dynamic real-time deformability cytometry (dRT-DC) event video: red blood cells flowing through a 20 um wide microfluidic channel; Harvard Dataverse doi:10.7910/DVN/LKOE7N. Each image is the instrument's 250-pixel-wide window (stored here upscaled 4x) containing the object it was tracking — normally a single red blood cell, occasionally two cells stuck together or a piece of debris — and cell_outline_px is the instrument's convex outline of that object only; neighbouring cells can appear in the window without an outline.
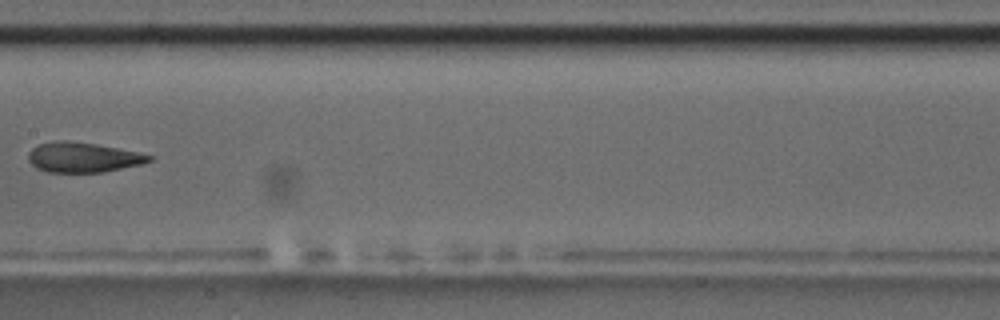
{"species": "common noctule bat (a hibernating species)", "species_latin": "Nyctalus noctula", "temperature_condition": "room temperature", "stored_images_in_passage": 13, "camera_frame_rate_fps": 3000, "um_per_image_px": 0.085, "animal": {"sex": "male", "body_mass_g": 17.5, "forearm_length_mm": 52.3}, "frame": {"image": 1, "passage_image": 6, "time_ms": 5.667, "image_size_px": [1000, 320], "cell_outline_px": [[156, 156], [152, 160], [140, 164], [100, 172], [48, 172], [36, 168], [28, 160], [28, 152], [32, 148], [40, 144], [56, 140], [64, 140], [96, 144], [140, 152]], "centroid_in_image_um": [7.05, 13.36], "position_along_channel_um": 200.3, "area_um2": 21.04}, "authors_computed_cell_mechanics": {"area_um2": 22.3686, "velocity_mm_per_s": 3.5454, "shape_relaxation_time_tau1_ms": 7.2273, "shape_relaxation_time_tau2_ms": null, "deformation_change_tau1": 0.18, "deformation_change_tau2": null}}